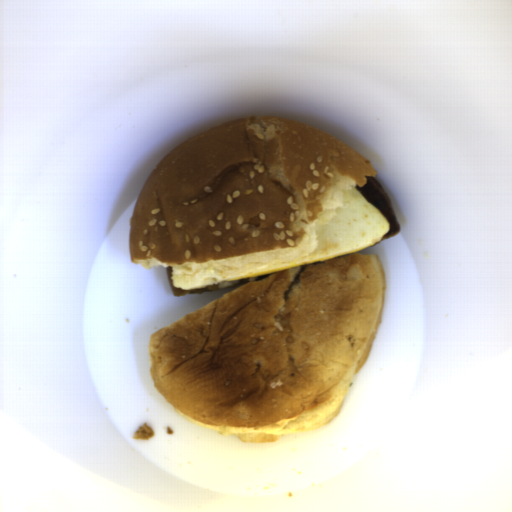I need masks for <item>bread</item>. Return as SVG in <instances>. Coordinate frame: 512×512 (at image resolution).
Segmentation results:
<instances>
[{"label": "bread", "mask_w": 512, "mask_h": 512, "mask_svg": "<svg viewBox=\"0 0 512 512\" xmlns=\"http://www.w3.org/2000/svg\"><path fill=\"white\" fill-rule=\"evenodd\" d=\"M385 291L378 255L274 271L155 331L151 380L184 419L246 445L312 430L340 416Z\"/></svg>", "instance_id": "bread-1"}, {"label": "bread", "mask_w": 512, "mask_h": 512, "mask_svg": "<svg viewBox=\"0 0 512 512\" xmlns=\"http://www.w3.org/2000/svg\"><path fill=\"white\" fill-rule=\"evenodd\" d=\"M376 174L359 151L304 123L220 122L147 176L129 223L131 262L183 275L312 252L351 189Z\"/></svg>", "instance_id": "bread-2"}]
</instances>
